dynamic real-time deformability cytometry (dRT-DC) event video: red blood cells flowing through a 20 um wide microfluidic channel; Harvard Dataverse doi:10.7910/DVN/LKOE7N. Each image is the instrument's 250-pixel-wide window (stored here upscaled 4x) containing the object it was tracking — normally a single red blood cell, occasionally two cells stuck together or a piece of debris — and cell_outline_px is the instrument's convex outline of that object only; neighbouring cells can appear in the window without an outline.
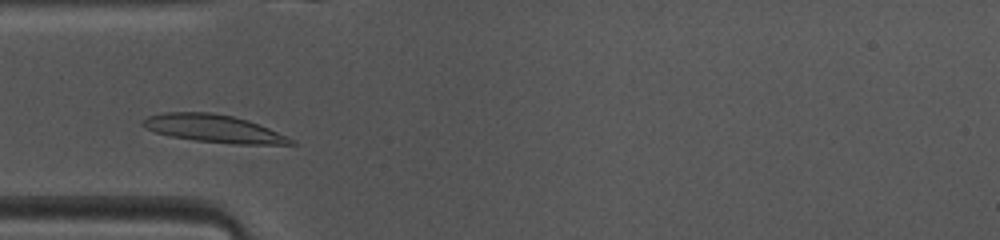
{"species": "common noctule bat (a hibernating species)", "species_latin": "Nyctalus noctula", "temperature_condition": "warm", "stored_images_in_passage": 36, "camera_frame_rate_fps": 3000, "um_per_image_px": 0.085, "animal": {"sex": "female", "body_mass_g": 10.0, "forearm_length_mm": 53.1}, "frame": {"image": 1, "passage_image": 2, "time_ms": 0.333, "image_size_px": [1000, 240], "cell_outline_px": [[296, 144], [232, 144], [196, 140], [168, 136], [156, 132], [140, 124], [148, 116], [164, 112], [212, 112], [232, 116], [248, 120], [268, 128], [292, 140]], "centroid_in_image_um": [18.11, 10.92], "position_along_channel_um": 66.9, "area_um2": 23.52}}
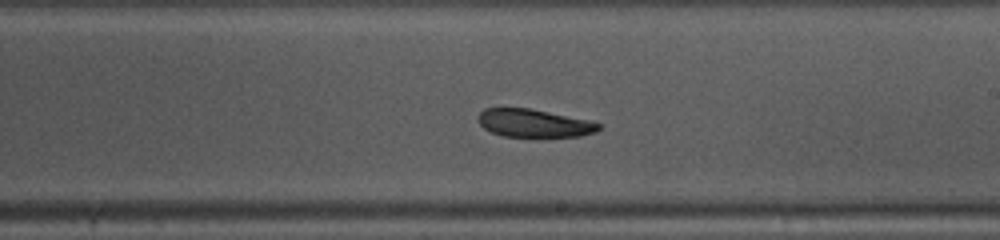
{"frame": {"image": 2, "passage_image": 15, "time_ms": 4.667, "image_size_px": [1000, 240], "cell_outline_px": [[600, 128], [596, 132], [580, 136], [504, 136], [492, 132], [484, 128], [476, 120], [480, 112], [484, 108], [528, 108], [588, 120], [600, 124]], "centroid_in_image_um": [45.35, 10.46], "position_along_channel_um": 243.6, "area_um2": 19.36}}
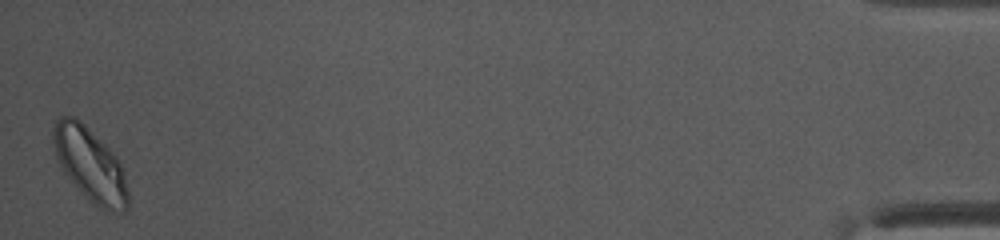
{"frame": {"image": 3, "passage_image": 36, "time_ms": 11.667, "image_size_px": [1000, 240], "cell_outline_px": [[128, 208], [124, 212], [112, 212], [100, 208], [84, 196], [64, 172], [56, 156], [52, 140], [52, 132], [56, 120], [60, 116], [72, 116], [80, 120], [116, 156], [124, 172], [128, 188]], "centroid_in_image_um": [7.66, 14.0], "position_along_channel_um": 427.5, "area_um2": 31.85}, "authors_computed_cell_mechanics": {"area_um2": 21.7617, "velocity_mm_per_s": 4.0632, "shape_relaxation_time_tau1_ms": null, "shape_relaxation_time_tau2_ms": 6.9569, "deformation_change_tau1": null, "deformation_change_tau2": 0.1445}}